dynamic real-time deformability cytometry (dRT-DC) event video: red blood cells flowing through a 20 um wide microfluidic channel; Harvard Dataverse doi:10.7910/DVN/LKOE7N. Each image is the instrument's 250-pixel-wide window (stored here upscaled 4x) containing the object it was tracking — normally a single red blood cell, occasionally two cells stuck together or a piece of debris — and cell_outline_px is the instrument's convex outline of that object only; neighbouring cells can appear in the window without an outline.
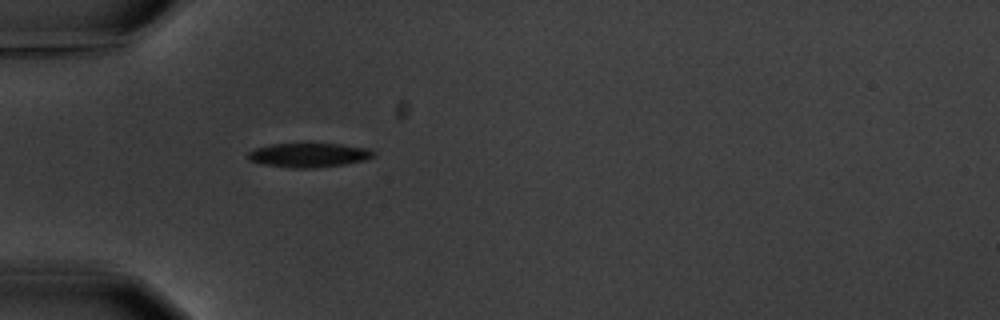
{"species": "common noctule bat (a hibernating species)", "species_latin": "Nyctalus noctula", "temperature_condition": "warm", "stored_images_in_passage": 1, "camera_frame_rate_fps": 3000, "um_per_image_px": 0.085, "animal": {"sex": "male", "body_mass_g": 20.1, "forearm_length_mm": 53.5}, "frame": {"image": 1, "passage_image": 1, "time_ms": 0.0, "image_size_px": [1000, 320], "cell_outline_px": [[376, 156], [364, 160], [344, 164], [316, 168], [292, 168], [260, 164], [248, 160], [244, 156], [248, 152], [256, 148], [268, 144], [340, 144], [368, 148], [376, 152]], "centroid_in_image_um": [26.21, 13.19], "position_along_channel_um": 58.8, "area_um2": 17.92}}